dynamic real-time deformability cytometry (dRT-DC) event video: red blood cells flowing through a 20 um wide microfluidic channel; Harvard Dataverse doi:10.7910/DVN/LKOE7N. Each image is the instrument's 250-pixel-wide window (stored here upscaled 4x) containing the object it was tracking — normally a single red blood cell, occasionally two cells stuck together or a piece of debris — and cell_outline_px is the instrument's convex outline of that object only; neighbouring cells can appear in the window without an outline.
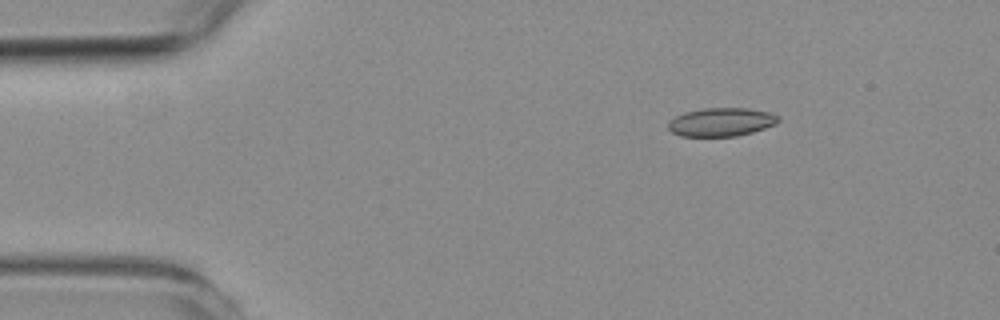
{"species": "common noctule bat (a hibernating species)", "species_latin": "Nyctalus noctula", "temperature_condition": "room temperature", "stored_images_in_passage": 48, "camera_frame_rate_fps": 3000, "um_per_image_px": 0.085, "animal": {"sex": "female", "body_mass_g": 19.3, "forearm_length_mm": 54.1}, "frame": {"image": 1, "passage_image": 2, "time_ms": 0.333, "image_size_px": [1000, 320], "cell_outline_px": [[780, 120], [776, 124], [752, 132], [736, 136], [680, 136], [672, 132], [668, 128], [668, 120], [684, 112], [704, 108], [748, 108], [768, 112], [780, 116]], "centroid_in_image_um": [61.3, 10.37], "position_along_channel_um": 23.7, "area_um2": 18.32}}
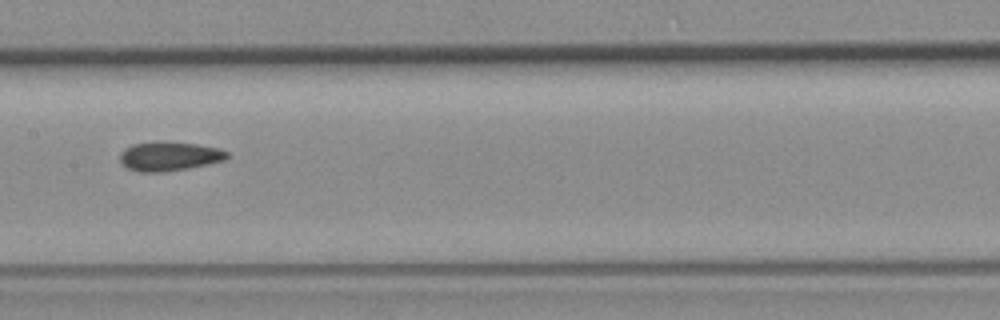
{"frame": {"image": 2, "passage_image": 21, "time_ms": 6.667, "image_size_px": [1000, 320], "cell_outline_px": [[228, 156], [224, 160], [208, 164], [188, 168], [164, 172], [140, 172], [128, 168], [120, 164], [120, 152], [124, 148], [132, 144], [196, 144], [220, 148], [228, 152]], "centroid_in_image_um": [14.38, 13.33], "position_along_channel_um": 193.0, "area_um2": 17.57}}
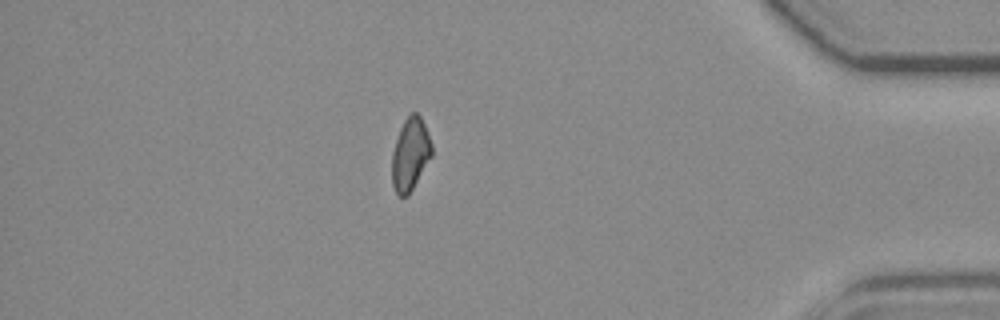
{"frame": {"image": 3, "passage_image": 41, "time_ms": 13.333, "image_size_px": [1000, 320], "cell_outline_px": [[432, 156], [408, 196], [400, 196], [396, 192], [392, 184], [392, 152], [400, 128], [404, 120], [412, 112], [416, 112], [420, 116], [428, 132], [432, 144]], "centroid_in_image_um": [34.88, 13.11], "position_along_channel_um": 400.3, "area_um2": 16.82}, "authors_computed_cell_mechanics": {"area_um2": 17.918, "velocity_mm_per_s": 3.7606, "shape_relaxation_time_tau1_ms": null, "shape_relaxation_time_tau2_ms": 6.335, "deformation_change_tau1": null, "deformation_change_tau2": 0.1158}}